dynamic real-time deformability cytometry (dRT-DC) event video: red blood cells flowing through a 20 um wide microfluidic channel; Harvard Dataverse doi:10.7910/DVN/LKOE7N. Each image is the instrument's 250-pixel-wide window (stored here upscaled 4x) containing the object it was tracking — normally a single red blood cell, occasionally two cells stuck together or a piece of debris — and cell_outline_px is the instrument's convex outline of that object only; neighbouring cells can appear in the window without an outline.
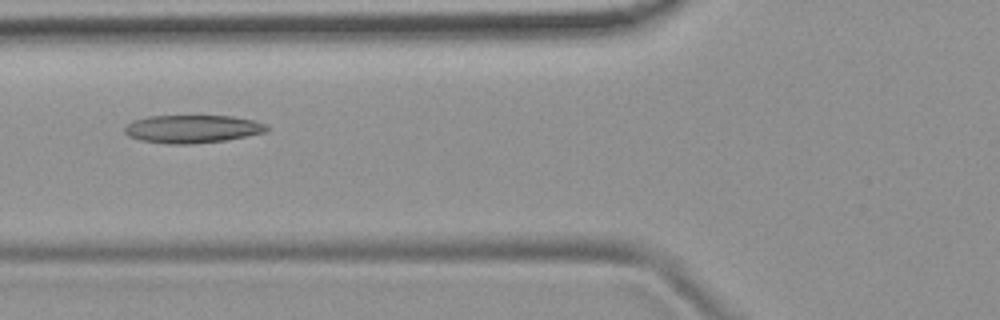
{"species": "common noctule bat (a hibernating species)", "species_latin": "Nyctalus noctula", "temperature_condition": "room temperature", "stored_images_in_passage": 6, "camera_frame_rate_fps": 3000, "um_per_image_px": 0.085, "animal": {"sex": "female", "body_mass_g": 19.9}, "frame": {"image": 1, "passage_image": 4, "time_ms": 1.0, "image_size_px": [1000, 320], "cell_outline_px": [[268, 132], [224, 140], [188, 144], [168, 144], [140, 140], [128, 136], [124, 132], [124, 128], [132, 120], [148, 116], [232, 116], [252, 120], [268, 124]], "centroid_in_image_um": [16.34, 10.95], "position_along_channel_um": 109.5, "area_um2": 23.18}}
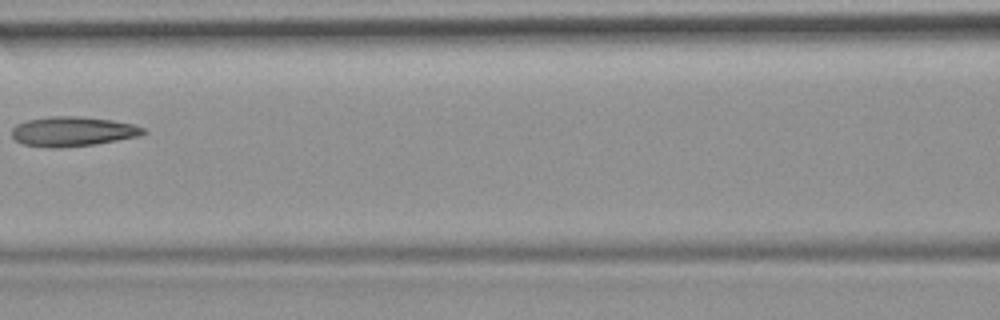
{"frame": {"image": 2, "passage_image": 5, "time_ms": 1.333, "image_size_px": [1000, 320], "cell_outline_px": [[148, 132], [140, 136], [96, 144], [60, 148], [48, 148], [24, 144], [16, 140], [12, 136], [12, 128], [16, 124], [28, 120], [48, 116], [84, 116], [112, 120], [132, 124], [144, 128]], "centroid_in_image_um": [6.19, 11.17], "position_along_channel_um": 160.4, "area_um2": 22.95}}
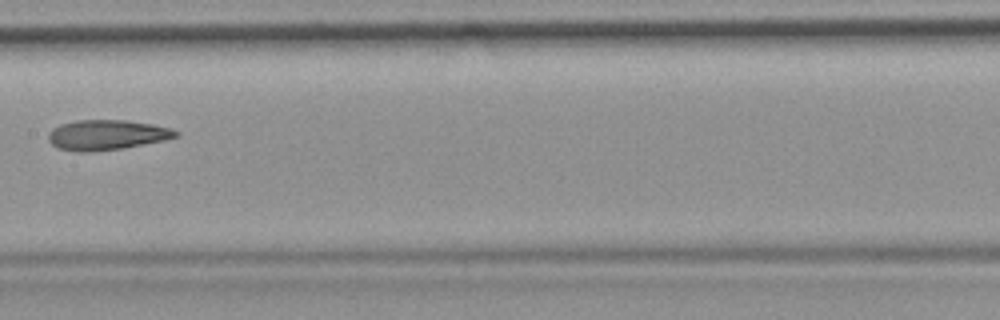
{"frame": {"image": 3, "passage_image": 6, "time_ms": 1.667, "image_size_px": [1000, 320], "cell_outline_px": [[180, 136], [164, 140], [124, 148], [92, 152], [76, 152], [56, 148], [48, 140], [48, 132], [52, 128], [60, 124], [76, 120], [128, 120], [152, 124], [172, 128], [180, 132]], "centroid_in_image_um": [9.07, 11.47], "position_along_channel_um": 198.3, "area_um2": 22.72}}